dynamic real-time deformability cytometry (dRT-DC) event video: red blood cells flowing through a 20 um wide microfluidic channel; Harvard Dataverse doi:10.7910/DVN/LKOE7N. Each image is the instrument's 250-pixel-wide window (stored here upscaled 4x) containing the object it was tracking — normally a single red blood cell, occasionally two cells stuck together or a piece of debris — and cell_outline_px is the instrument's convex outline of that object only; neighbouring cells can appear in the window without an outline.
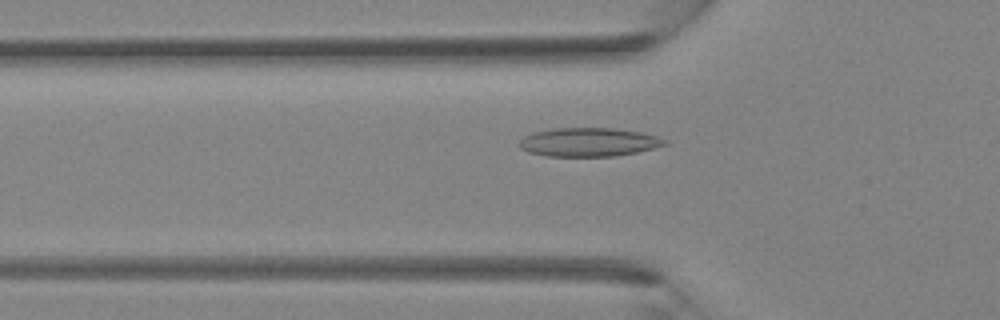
{"species": "Egyptian fruit bat (a non-hibernating species)", "species_latin": "Rousettus aegyptiacus", "temperature_condition": "room temperature", "stored_images_in_passage": 29, "camera_frame_rate_fps": 3000, "um_per_image_px": 0.085, "animal": {"sex": "female"}, "frame": {"image": 1, "passage_image": 2, "time_ms": 0.333, "image_size_px": [1000, 320], "cell_outline_px": [[668, 144], [636, 152], [612, 156], [544, 156], [528, 152], [520, 148], [516, 144], [524, 136], [532, 132], [556, 128], [612, 128], [640, 132], [656, 136], [668, 140]], "centroid_in_image_um": [49.99, 12.08], "position_along_channel_um": 75.8, "area_um2": 24.33}}
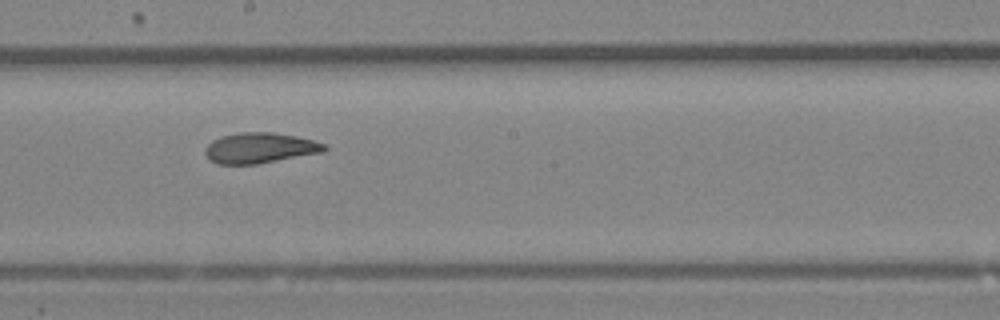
{"frame": {"image": 2, "passage_image": 11, "time_ms": 3.333, "image_size_px": [1000, 320], "cell_outline_px": [[328, 148], [324, 152], [256, 164], [216, 164], [208, 160], [204, 152], [204, 148], [212, 140], [220, 136], [240, 132], [272, 132], [296, 136], [328, 144]], "centroid_in_image_um": [22.07, 12.58], "position_along_channel_um": 226.1, "area_um2": 21.44}}
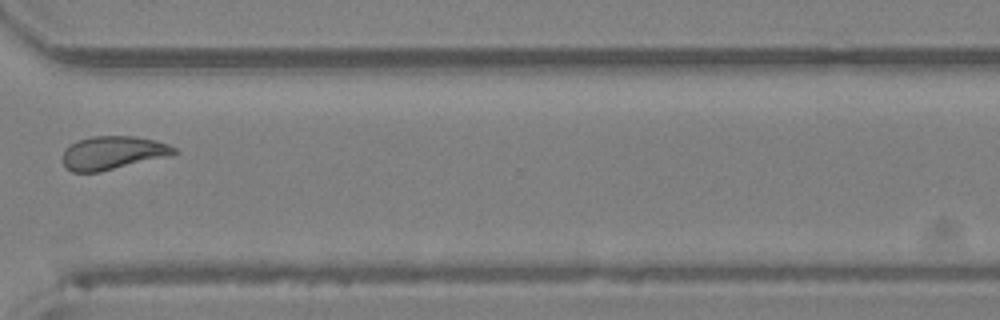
{"frame": {"image": 3, "passage_image": 19, "time_ms": 6.0, "image_size_px": [1000, 320], "cell_outline_px": [[176, 152], [172, 156], [100, 172], [72, 172], [64, 164], [64, 148], [76, 140], [92, 136], [136, 136], [156, 140], [168, 144], [176, 148]], "centroid_in_image_um": [9.62, 12.98], "position_along_channel_um": 361.0, "area_um2": 21.91}}